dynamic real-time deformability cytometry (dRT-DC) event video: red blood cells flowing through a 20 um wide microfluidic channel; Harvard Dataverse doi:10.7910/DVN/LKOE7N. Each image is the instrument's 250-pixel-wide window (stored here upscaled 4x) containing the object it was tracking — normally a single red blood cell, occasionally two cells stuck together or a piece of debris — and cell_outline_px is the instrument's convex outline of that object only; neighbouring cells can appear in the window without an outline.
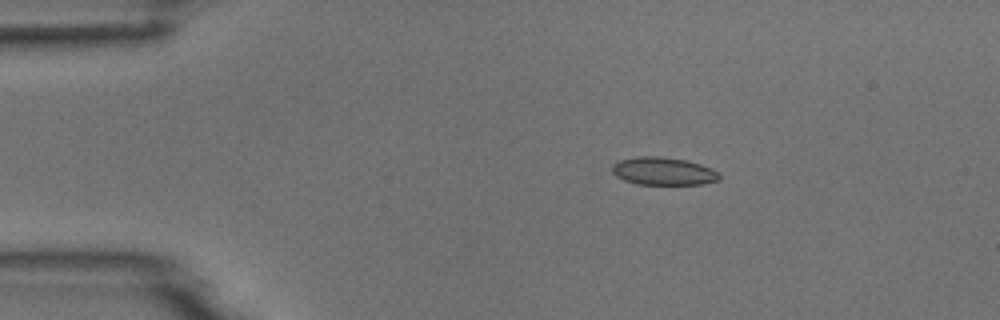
{"species": "common noctule bat (a hibernating species)", "species_latin": "Nyctalus noctula", "temperature_condition": "room temperature", "stored_images_in_passage": 5, "camera_frame_rate_fps": 3000, "um_per_image_px": 0.085, "animal": {"sex": "male", "body_mass_g": 18.8}, "frame": {"image": 1, "passage_image": 3, "time_ms": 2.333, "image_size_px": [1000, 320], "cell_outline_px": [[720, 180], [704, 184], [636, 184], [624, 180], [616, 176], [612, 172], [612, 164], [620, 160], [640, 156], [660, 156], [684, 160], [700, 164], [712, 168], [720, 172]], "centroid_in_image_um": [56.4, 14.55], "position_along_channel_um": 28.6, "area_um2": 17.46}}
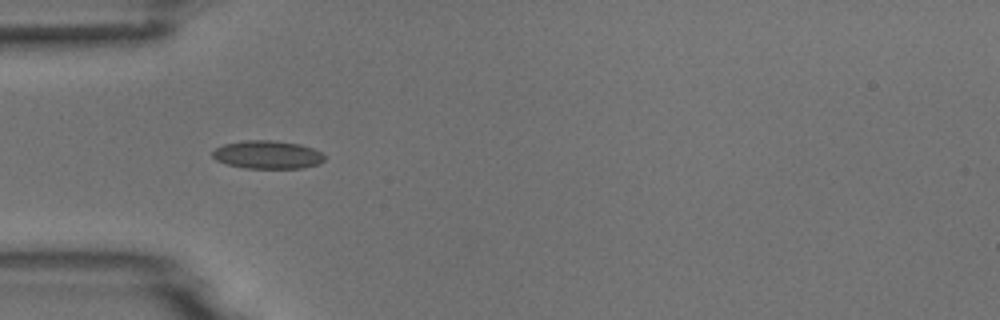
{"frame": {"image": 2, "passage_image": 5, "time_ms": 4.667, "image_size_px": [1000, 320], "cell_outline_px": [[324, 160], [320, 164], [304, 168], [244, 168], [228, 164], [216, 160], [212, 156], [212, 152], [216, 148], [224, 144], [244, 140], [272, 140], [300, 144], [312, 148], [320, 152], [324, 156]], "centroid_in_image_um": [22.74, 13.15], "position_along_channel_um": 62.3, "area_um2": 18.38}}